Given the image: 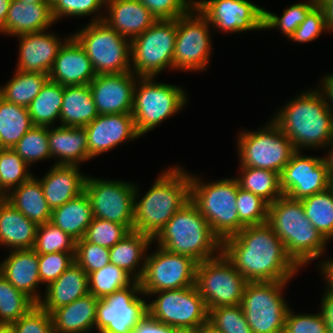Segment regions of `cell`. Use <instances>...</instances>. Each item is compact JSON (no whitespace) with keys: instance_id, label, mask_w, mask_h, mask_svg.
<instances>
[{"instance_id":"10","label":"cell","mask_w":333,"mask_h":333,"mask_svg":"<svg viewBox=\"0 0 333 333\" xmlns=\"http://www.w3.org/2000/svg\"><path fill=\"white\" fill-rule=\"evenodd\" d=\"M177 19L157 20L131 41V72L137 77H157L173 71Z\"/></svg>"},{"instance_id":"16","label":"cell","mask_w":333,"mask_h":333,"mask_svg":"<svg viewBox=\"0 0 333 333\" xmlns=\"http://www.w3.org/2000/svg\"><path fill=\"white\" fill-rule=\"evenodd\" d=\"M146 256L144 271L139 280L143 297L162 290L195 285L197 262L189 256L168 252L157 246Z\"/></svg>"},{"instance_id":"18","label":"cell","mask_w":333,"mask_h":333,"mask_svg":"<svg viewBox=\"0 0 333 333\" xmlns=\"http://www.w3.org/2000/svg\"><path fill=\"white\" fill-rule=\"evenodd\" d=\"M210 26L224 33L263 30L264 7L249 0H195Z\"/></svg>"},{"instance_id":"66","label":"cell","mask_w":333,"mask_h":333,"mask_svg":"<svg viewBox=\"0 0 333 333\" xmlns=\"http://www.w3.org/2000/svg\"><path fill=\"white\" fill-rule=\"evenodd\" d=\"M174 333H197V330H193V329H177Z\"/></svg>"},{"instance_id":"35","label":"cell","mask_w":333,"mask_h":333,"mask_svg":"<svg viewBox=\"0 0 333 333\" xmlns=\"http://www.w3.org/2000/svg\"><path fill=\"white\" fill-rule=\"evenodd\" d=\"M93 213L85 191L62 206L52 209L50 222L74 239L84 238Z\"/></svg>"},{"instance_id":"36","label":"cell","mask_w":333,"mask_h":333,"mask_svg":"<svg viewBox=\"0 0 333 333\" xmlns=\"http://www.w3.org/2000/svg\"><path fill=\"white\" fill-rule=\"evenodd\" d=\"M33 126L26 107L0 96V149H12Z\"/></svg>"},{"instance_id":"68","label":"cell","mask_w":333,"mask_h":333,"mask_svg":"<svg viewBox=\"0 0 333 333\" xmlns=\"http://www.w3.org/2000/svg\"><path fill=\"white\" fill-rule=\"evenodd\" d=\"M6 200V194L0 188V203H3Z\"/></svg>"},{"instance_id":"34","label":"cell","mask_w":333,"mask_h":333,"mask_svg":"<svg viewBox=\"0 0 333 333\" xmlns=\"http://www.w3.org/2000/svg\"><path fill=\"white\" fill-rule=\"evenodd\" d=\"M6 201L38 225L51 219L52 210L48 206L40 180L35 175L11 190L6 195Z\"/></svg>"},{"instance_id":"45","label":"cell","mask_w":333,"mask_h":333,"mask_svg":"<svg viewBox=\"0 0 333 333\" xmlns=\"http://www.w3.org/2000/svg\"><path fill=\"white\" fill-rule=\"evenodd\" d=\"M30 167L37 161L51 159L48 127L33 126L12 148Z\"/></svg>"},{"instance_id":"32","label":"cell","mask_w":333,"mask_h":333,"mask_svg":"<svg viewBox=\"0 0 333 333\" xmlns=\"http://www.w3.org/2000/svg\"><path fill=\"white\" fill-rule=\"evenodd\" d=\"M152 243L153 239L150 236L130 231L109 249L110 263L123 269L135 281H139L144 271L146 253Z\"/></svg>"},{"instance_id":"5","label":"cell","mask_w":333,"mask_h":333,"mask_svg":"<svg viewBox=\"0 0 333 333\" xmlns=\"http://www.w3.org/2000/svg\"><path fill=\"white\" fill-rule=\"evenodd\" d=\"M155 241L164 250L189 256L197 263L222 253L221 240L191 200L173 215Z\"/></svg>"},{"instance_id":"11","label":"cell","mask_w":333,"mask_h":333,"mask_svg":"<svg viewBox=\"0 0 333 333\" xmlns=\"http://www.w3.org/2000/svg\"><path fill=\"white\" fill-rule=\"evenodd\" d=\"M289 282H248L241 307L253 333H280L290 306L284 297Z\"/></svg>"},{"instance_id":"61","label":"cell","mask_w":333,"mask_h":333,"mask_svg":"<svg viewBox=\"0 0 333 333\" xmlns=\"http://www.w3.org/2000/svg\"><path fill=\"white\" fill-rule=\"evenodd\" d=\"M322 8L328 32L333 33V0H317Z\"/></svg>"},{"instance_id":"22","label":"cell","mask_w":333,"mask_h":333,"mask_svg":"<svg viewBox=\"0 0 333 333\" xmlns=\"http://www.w3.org/2000/svg\"><path fill=\"white\" fill-rule=\"evenodd\" d=\"M47 31L16 36L19 38V56L15 70L49 75L60 47L70 36L61 40L56 33Z\"/></svg>"},{"instance_id":"14","label":"cell","mask_w":333,"mask_h":333,"mask_svg":"<svg viewBox=\"0 0 333 333\" xmlns=\"http://www.w3.org/2000/svg\"><path fill=\"white\" fill-rule=\"evenodd\" d=\"M149 296L156 299L147 302L148 313L159 322L176 329L193 330L208 323V309L195 285L162 290Z\"/></svg>"},{"instance_id":"65","label":"cell","mask_w":333,"mask_h":333,"mask_svg":"<svg viewBox=\"0 0 333 333\" xmlns=\"http://www.w3.org/2000/svg\"><path fill=\"white\" fill-rule=\"evenodd\" d=\"M24 3H31V4H35V3H51L52 0H20Z\"/></svg>"},{"instance_id":"41","label":"cell","mask_w":333,"mask_h":333,"mask_svg":"<svg viewBox=\"0 0 333 333\" xmlns=\"http://www.w3.org/2000/svg\"><path fill=\"white\" fill-rule=\"evenodd\" d=\"M35 305L30 297L0 274V326L13 324Z\"/></svg>"},{"instance_id":"3","label":"cell","mask_w":333,"mask_h":333,"mask_svg":"<svg viewBox=\"0 0 333 333\" xmlns=\"http://www.w3.org/2000/svg\"><path fill=\"white\" fill-rule=\"evenodd\" d=\"M134 192V231L154 239L173 215L190 200V176L181 165L164 169L139 198Z\"/></svg>"},{"instance_id":"54","label":"cell","mask_w":333,"mask_h":333,"mask_svg":"<svg viewBox=\"0 0 333 333\" xmlns=\"http://www.w3.org/2000/svg\"><path fill=\"white\" fill-rule=\"evenodd\" d=\"M328 32L322 8L317 4L306 16V19L295 29L289 40L296 43L315 41L322 32Z\"/></svg>"},{"instance_id":"26","label":"cell","mask_w":333,"mask_h":333,"mask_svg":"<svg viewBox=\"0 0 333 333\" xmlns=\"http://www.w3.org/2000/svg\"><path fill=\"white\" fill-rule=\"evenodd\" d=\"M79 165H54L39 178L48 206H62L84 191L87 175L81 173Z\"/></svg>"},{"instance_id":"33","label":"cell","mask_w":333,"mask_h":333,"mask_svg":"<svg viewBox=\"0 0 333 333\" xmlns=\"http://www.w3.org/2000/svg\"><path fill=\"white\" fill-rule=\"evenodd\" d=\"M98 115L89 84L63 86L61 126L85 127Z\"/></svg>"},{"instance_id":"58","label":"cell","mask_w":333,"mask_h":333,"mask_svg":"<svg viewBox=\"0 0 333 333\" xmlns=\"http://www.w3.org/2000/svg\"><path fill=\"white\" fill-rule=\"evenodd\" d=\"M323 294L319 311L326 323L327 333H333V292L325 289Z\"/></svg>"},{"instance_id":"46","label":"cell","mask_w":333,"mask_h":333,"mask_svg":"<svg viewBox=\"0 0 333 333\" xmlns=\"http://www.w3.org/2000/svg\"><path fill=\"white\" fill-rule=\"evenodd\" d=\"M34 174L13 149H0V188L7 195Z\"/></svg>"},{"instance_id":"7","label":"cell","mask_w":333,"mask_h":333,"mask_svg":"<svg viewBox=\"0 0 333 333\" xmlns=\"http://www.w3.org/2000/svg\"><path fill=\"white\" fill-rule=\"evenodd\" d=\"M154 79L138 77L134 88L132 115L141 136L176 115L189 101L181 86L155 82Z\"/></svg>"},{"instance_id":"57","label":"cell","mask_w":333,"mask_h":333,"mask_svg":"<svg viewBox=\"0 0 333 333\" xmlns=\"http://www.w3.org/2000/svg\"><path fill=\"white\" fill-rule=\"evenodd\" d=\"M177 329L159 322L148 312L139 320L132 333H174Z\"/></svg>"},{"instance_id":"19","label":"cell","mask_w":333,"mask_h":333,"mask_svg":"<svg viewBox=\"0 0 333 333\" xmlns=\"http://www.w3.org/2000/svg\"><path fill=\"white\" fill-rule=\"evenodd\" d=\"M296 151L282 169L280 189L294 200L322 192L331 186V178L323 157L307 156Z\"/></svg>"},{"instance_id":"43","label":"cell","mask_w":333,"mask_h":333,"mask_svg":"<svg viewBox=\"0 0 333 333\" xmlns=\"http://www.w3.org/2000/svg\"><path fill=\"white\" fill-rule=\"evenodd\" d=\"M318 4L317 0H307L294 3L283 10L280 16L268 11L264 7L263 30L278 29L288 39L295 29L306 19L308 13Z\"/></svg>"},{"instance_id":"38","label":"cell","mask_w":333,"mask_h":333,"mask_svg":"<svg viewBox=\"0 0 333 333\" xmlns=\"http://www.w3.org/2000/svg\"><path fill=\"white\" fill-rule=\"evenodd\" d=\"M48 80L46 73L15 70L13 77L0 86V96L8 102L27 108Z\"/></svg>"},{"instance_id":"42","label":"cell","mask_w":333,"mask_h":333,"mask_svg":"<svg viewBox=\"0 0 333 333\" xmlns=\"http://www.w3.org/2000/svg\"><path fill=\"white\" fill-rule=\"evenodd\" d=\"M135 280L123 269L107 264L100 270L88 274V290L98 299L131 285Z\"/></svg>"},{"instance_id":"1","label":"cell","mask_w":333,"mask_h":333,"mask_svg":"<svg viewBox=\"0 0 333 333\" xmlns=\"http://www.w3.org/2000/svg\"><path fill=\"white\" fill-rule=\"evenodd\" d=\"M222 253L248 282H291L300 271L267 222L245 226L225 239Z\"/></svg>"},{"instance_id":"20","label":"cell","mask_w":333,"mask_h":333,"mask_svg":"<svg viewBox=\"0 0 333 333\" xmlns=\"http://www.w3.org/2000/svg\"><path fill=\"white\" fill-rule=\"evenodd\" d=\"M88 140V156L92 159L142 137L135 126L132 113L99 114L85 127Z\"/></svg>"},{"instance_id":"40","label":"cell","mask_w":333,"mask_h":333,"mask_svg":"<svg viewBox=\"0 0 333 333\" xmlns=\"http://www.w3.org/2000/svg\"><path fill=\"white\" fill-rule=\"evenodd\" d=\"M304 212L313 226L327 240L333 239V188L301 200Z\"/></svg>"},{"instance_id":"8","label":"cell","mask_w":333,"mask_h":333,"mask_svg":"<svg viewBox=\"0 0 333 333\" xmlns=\"http://www.w3.org/2000/svg\"><path fill=\"white\" fill-rule=\"evenodd\" d=\"M71 35L85 50L96 75L131 72V41L104 20L89 22Z\"/></svg>"},{"instance_id":"24","label":"cell","mask_w":333,"mask_h":333,"mask_svg":"<svg viewBox=\"0 0 333 333\" xmlns=\"http://www.w3.org/2000/svg\"><path fill=\"white\" fill-rule=\"evenodd\" d=\"M0 274L36 304L41 301L38 254L33 249L10 251L0 262Z\"/></svg>"},{"instance_id":"4","label":"cell","mask_w":333,"mask_h":333,"mask_svg":"<svg viewBox=\"0 0 333 333\" xmlns=\"http://www.w3.org/2000/svg\"><path fill=\"white\" fill-rule=\"evenodd\" d=\"M267 223L300 268L326 253L329 242L306 217L301 200L285 195L276 199L269 204Z\"/></svg>"},{"instance_id":"6","label":"cell","mask_w":333,"mask_h":333,"mask_svg":"<svg viewBox=\"0 0 333 333\" xmlns=\"http://www.w3.org/2000/svg\"><path fill=\"white\" fill-rule=\"evenodd\" d=\"M190 200L207 220L213 233L223 242L245 226L239 221L236 198L239 183L236 177L205 182L189 173Z\"/></svg>"},{"instance_id":"60","label":"cell","mask_w":333,"mask_h":333,"mask_svg":"<svg viewBox=\"0 0 333 333\" xmlns=\"http://www.w3.org/2000/svg\"><path fill=\"white\" fill-rule=\"evenodd\" d=\"M321 85V86H320ZM318 87L324 94L329 110L333 114V73L322 78Z\"/></svg>"},{"instance_id":"55","label":"cell","mask_w":333,"mask_h":333,"mask_svg":"<svg viewBox=\"0 0 333 333\" xmlns=\"http://www.w3.org/2000/svg\"><path fill=\"white\" fill-rule=\"evenodd\" d=\"M284 331L286 333H327V327L320 312L295 314L289 308L285 318Z\"/></svg>"},{"instance_id":"31","label":"cell","mask_w":333,"mask_h":333,"mask_svg":"<svg viewBox=\"0 0 333 333\" xmlns=\"http://www.w3.org/2000/svg\"><path fill=\"white\" fill-rule=\"evenodd\" d=\"M38 226L8 201L0 203V247H9L10 251L32 249Z\"/></svg>"},{"instance_id":"51","label":"cell","mask_w":333,"mask_h":333,"mask_svg":"<svg viewBox=\"0 0 333 333\" xmlns=\"http://www.w3.org/2000/svg\"><path fill=\"white\" fill-rule=\"evenodd\" d=\"M74 260L88 275L110 263L109 248L87 242L84 238L76 240Z\"/></svg>"},{"instance_id":"13","label":"cell","mask_w":333,"mask_h":333,"mask_svg":"<svg viewBox=\"0 0 333 333\" xmlns=\"http://www.w3.org/2000/svg\"><path fill=\"white\" fill-rule=\"evenodd\" d=\"M208 20L194 6L177 18V36L173 54V70L202 72L209 66L212 50Z\"/></svg>"},{"instance_id":"62","label":"cell","mask_w":333,"mask_h":333,"mask_svg":"<svg viewBox=\"0 0 333 333\" xmlns=\"http://www.w3.org/2000/svg\"><path fill=\"white\" fill-rule=\"evenodd\" d=\"M326 148H328V149H326ZM325 149L327 150L328 153H326L325 155H327V156H323V158L327 165L329 176H330L331 180H333V138L326 145Z\"/></svg>"},{"instance_id":"9","label":"cell","mask_w":333,"mask_h":333,"mask_svg":"<svg viewBox=\"0 0 333 333\" xmlns=\"http://www.w3.org/2000/svg\"><path fill=\"white\" fill-rule=\"evenodd\" d=\"M266 123L258 130L238 133L239 167L268 169L280 175L296 150L271 120Z\"/></svg>"},{"instance_id":"67","label":"cell","mask_w":333,"mask_h":333,"mask_svg":"<svg viewBox=\"0 0 333 333\" xmlns=\"http://www.w3.org/2000/svg\"><path fill=\"white\" fill-rule=\"evenodd\" d=\"M0 333H13L9 326H0Z\"/></svg>"},{"instance_id":"63","label":"cell","mask_w":333,"mask_h":333,"mask_svg":"<svg viewBox=\"0 0 333 333\" xmlns=\"http://www.w3.org/2000/svg\"><path fill=\"white\" fill-rule=\"evenodd\" d=\"M11 0H0V34L4 32L5 20L8 14Z\"/></svg>"},{"instance_id":"44","label":"cell","mask_w":333,"mask_h":333,"mask_svg":"<svg viewBox=\"0 0 333 333\" xmlns=\"http://www.w3.org/2000/svg\"><path fill=\"white\" fill-rule=\"evenodd\" d=\"M32 249L37 254L64 252L75 257L76 239L49 221L38 226Z\"/></svg>"},{"instance_id":"52","label":"cell","mask_w":333,"mask_h":333,"mask_svg":"<svg viewBox=\"0 0 333 333\" xmlns=\"http://www.w3.org/2000/svg\"><path fill=\"white\" fill-rule=\"evenodd\" d=\"M13 333H54L52 318L39 304L9 325Z\"/></svg>"},{"instance_id":"25","label":"cell","mask_w":333,"mask_h":333,"mask_svg":"<svg viewBox=\"0 0 333 333\" xmlns=\"http://www.w3.org/2000/svg\"><path fill=\"white\" fill-rule=\"evenodd\" d=\"M105 10L104 22L130 41L157 21L138 0H106Z\"/></svg>"},{"instance_id":"47","label":"cell","mask_w":333,"mask_h":333,"mask_svg":"<svg viewBox=\"0 0 333 333\" xmlns=\"http://www.w3.org/2000/svg\"><path fill=\"white\" fill-rule=\"evenodd\" d=\"M106 0H52L51 12L55 22L64 17H85L93 15L90 22L101 21L105 13ZM98 13V14H97Z\"/></svg>"},{"instance_id":"30","label":"cell","mask_w":333,"mask_h":333,"mask_svg":"<svg viewBox=\"0 0 333 333\" xmlns=\"http://www.w3.org/2000/svg\"><path fill=\"white\" fill-rule=\"evenodd\" d=\"M98 298L88 293L70 304L53 310L54 333H90L94 332Z\"/></svg>"},{"instance_id":"48","label":"cell","mask_w":333,"mask_h":333,"mask_svg":"<svg viewBox=\"0 0 333 333\" xmlns=\"http://www.w3.org/2000/svg\"><path fill=\"white\" fill-rule=\"evenodd\" d=\"M208 324L221 333H253L240 304L209 309Z\"/></svg>"},{"instance_id":"37","label":"cell","mask_w":333,"mask_h":333,"mask_svg":"<svg viewBox=\"0 0 333 333\" xmlns=\"http://www.w3.org/2000/svg\"><path fill=\"white\" fill-rule=\"evenodd\" d=\"M63 86L48 80L27 107L34 126H54L60 121Z\"/></svg>"},{"instance_id":"21","label":"cell","mask_w":333,"mask_h":333,"mask_svg":"<svg viewBox=\"0 0 333 333\" xmlns=\"http://www.w3.org/2000/svg\"><path fill=\"white\" fill-rule=\"evenodd\" d=\"M137 78L132 72L96 75L89 86L98 114L132 113Z\"/></svg>"},{"instance_id":"23","label":"cell","mask_w":333,"mask_h":333,"mask_svg":"<svg viewBox=\"0 0 333 333\" xmlns=\"http://www.w3.org/2000/svg\"><path fill=\"white\" fill-rule=\"evenodd\" d=\"M49 80L62 86L86 85L95 78L91 61L78 41L70 37L60 47Z\"/></svg>"},{"instance_id":"27","label":"cell","mask_w":333,"mask_h":333,"mask_svg":"<svg viewBox=\"0 0 333 333\" xmlns=\"http://www.w3.org/2000/svg\"><path fill=\"white\" fill-rule=\"evenodd\" d=\"M48 143L54 165H79L91 158L88 156V140L84 127H48Z\"/></svg>"},{"instance_id":"49","label":"cell","mask_w":333,"mask_h":333,"mask_svg":"<svg viewBox=\"0 0 333 333\" xmlns=\"http://www.w3.org/2000/svg\"><path fill=\"white\" fill-rule=\"evenodd\" d=\"M236 207L239 221L244 226L267 222L269 204L256 194L238 188Z\"/></svg>"},{"instance_id":"59","label":"cell","mask_w":333,"mask_h":333,"mask_svg":"<svg viewBox=\"0 0 333 333\" xmlns=\"http://www.w3.org/2000/svg\"><path fill=\"white\" fill-rule=\"evenodd\" d=\"M317 268L320 269L319 273L324 277L325 289L333 292V259L327 257L323 261L321 259Z\"/></svg>"},{"instance_id":"64","label":"cell","mask_w":333,"mask_h":333,"mask_svg":"<svg viewBox=\"0 0 333 333\" xmlns=\"http://www.w3.org/2000/svg\"><path fill=\"white\" fill-rule=\"evenodd\" d=\"M197 333H221L220 331L215 330L213 327H211L208 323H206L204 326H201Z\"/></svg>"},{"instance_id":"56","label":"cell","mask_w":333,"mask_h":333,"mask_svg":"<svg viewBox=\"0 0 333 333\" xmlns=\"http://www.w3.org/2000/svg\"><path fill=\"white\" fill-rule=\"evenodd\" d=\"M144 4L157 20H171L186 15L195 0H138Z\"/></svg>"},{"instance_id":"17","label":"cell","mask_w":333,"mask_h":333,"mask_svg":"<svg viewBox=\"0 0 333 333\" xmlns=\"http://www.w3.org/2000/svg\"><path fill=\"white\" fill-rule=\"evenodd\" d=\"M141 295V296H140ZM139 281L98 300L95 329L98 333H132L148 312Z\"/></svg>"},{"instance_id":"12","label":"cell","mask_w":333,"mask_h":333,"mask_svg":"<svg viewBox=\"0 0 333 333\" xmlns=\"http://www.w3.org/2000/svg\"><path fill=\"white\" fill-rule=\"evenodd\" d=\"M248 281L225 257L219 256L197 263L195 286L207 309L239 305Z\"/></svg>"},{"instance_id":"15","label":"cell","mask_w":333,"mask_h":333,"mask_svg":"<svg viewBox=\"0 0 333 333\" xmlns=\"http://www.w3.org/2000/svg\"><path fill=\"white\" fill-rule=\"evenodd\" d=\"M136 184L86 176L84 191L92 207L93 217L124 225L134 230V192Z\"/></svg>"},{"instance_id":"50","label":"cell","mask_w":333,"mask_h":333,"mask_svg":"<svg viewBox=\"0 0 333 333\" xmlns=\"http://www.w3.org/2000/svg\"><path fill=\"white\" fill-rule=\"evenodd\" d=\"M129 232L124 225L93 217L92 222L87 227L84 239L87 242L110 249Z\"/></svg>"},{"instance_id":"28","label":"cell","mask_w":333,"mask_h":333,"mask_svg":"<svg viewBox=\"0 0 333 333\" xmlns=\"http://www.w3.org/2000/svg\"><path fill=\"white\" fill-rule=\"evenodd\" d=\"M55 23L51 3L31 4L11 0L2 34L15 37L25 33L40 32L49 30Z\"/></svg>"},{"instance_id":"53","label":"cell","mask_w":333,"mask_h":333,"mask_svg":"<svg viewBox=\"0 0 333 333\" xmlns=\"http://www.w3.org/2000/svg\"><path fill=\"white\" fill-rule=\"evenodd\" d=\"M38 262L41 284L47 287L67 270L75 260L71 253L56 252L38 254Z\"/></svg>"},{"instance_id":"29","label":"cell","mask_w":333,"mask_h":333,"mask_svg":"<svg viewBox=\"0 0 333 333\" xmlns=\"http://www.w3.org/2000/svg\"><path fill=\"white\" fill-rule=\"evenodd\" d=\"M44 296L38 303L45 311L53 310L70 304L89 293L88 275L74 262L55 281L50 283L43 292Z\"/></svg>"},{"instance_id":"2","label":"cell","mask_w":333,"mask_h":333,"mask_svg":"<svg viewBox=\"0 0 333 333\" xmlns=\"http://www.w3.org/2000/svg\"><path fill=\"white\" fill-rule=\"evenodd\" d=\"M273 116L270 120L290 139L296 151L325 149L333 138V114L318 86L298 93Z\"/></svg>"},{"instance_id":"39","label":"cell","mask_w":333,"mask_h":333,"mask_svg":"<svg viewBox=\"0 0 333 333\" xmlns=\"http://www.w3.org/2000/svg\"><path fill=\"white\" fill-rule=\"evenodd\" d=\"M240 188L252 192L272 204L281 197L280 178L277 172L254 167H240L239 177L236 176Z\"/></svg>"}]
</instances>
